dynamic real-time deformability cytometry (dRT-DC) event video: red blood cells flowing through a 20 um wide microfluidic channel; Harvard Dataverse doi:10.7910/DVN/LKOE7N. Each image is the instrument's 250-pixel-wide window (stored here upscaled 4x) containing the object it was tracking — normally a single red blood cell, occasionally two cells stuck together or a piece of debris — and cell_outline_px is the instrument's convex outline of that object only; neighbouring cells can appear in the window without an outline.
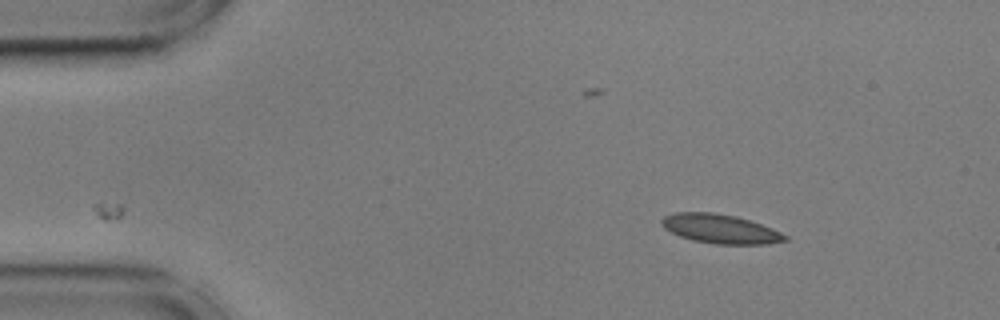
{"species": "common noctule bat (a hibernating species)", "species_latin": "Nyctalus noctula", "temperature_condition": "cold", "stored_images_in_passage": 49, "camera_frame_rate_fps": 3000, "um_per_image_px": 0.085, "animal": {"sex": "male", "body_mass_g": 17.9, "forearm_length_mm": 54.2}, "frame": {"image": 1, "passage_image": 1, "time_ms": 0.0, "image_size_px": [1000, 320], "cell_outline_px": [[788, 240], [768, 244], [716, 244], [692, 240], [680, 236], [664, 228], [660, 224], [660, 220], [664, 216], [676, 212], [712, 212], [736, 216], [772, 228], [788, 236]], "centroid_in_image_um": [61.21, 19.45], "position_along_channel_um": 23.8, "area_um2": 20.92}}
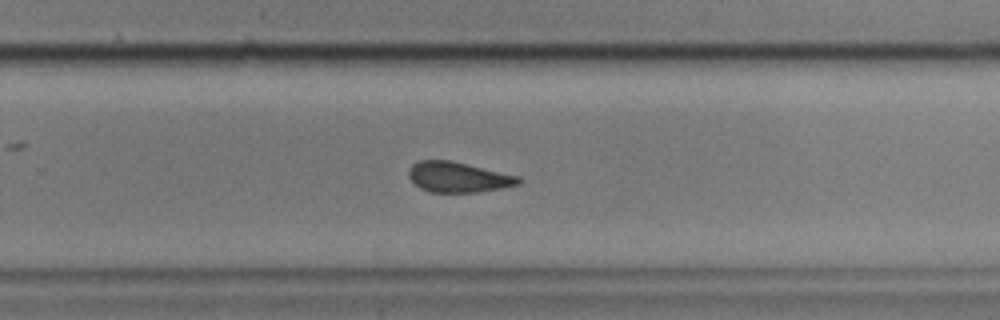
{"frame": {"image": 2, "passage_image": 29, "time_ms": 9.333, "image_size_px": [1000, 320], "cell_outline_px": [[524, 180], [520, 184], [500, 188], [476, 192], [428, 192], [420, 188], [408, 176], [408, 172], [412, 164], [420, 160], [448, 160], [520, 176]], "centroid_in_image_um": [38.96, 15.06], "position_along_channel_um": 290.8, "area_um2": 19.31}}
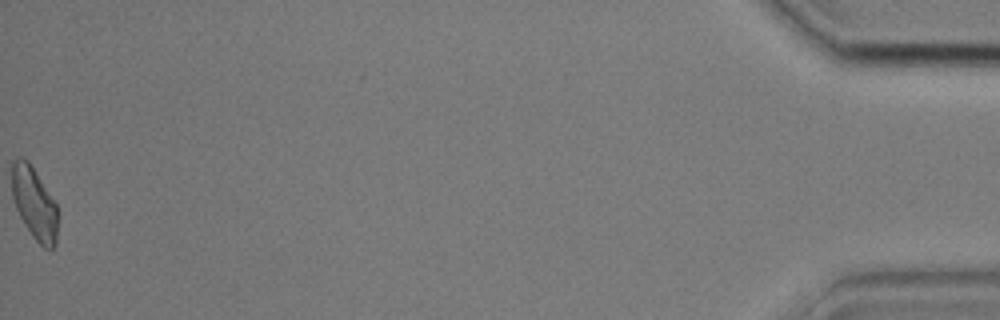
{"frame": {"image": 3, "passage_image": 49, "time_ms": 16.0, "image_size_px": [1000, 320], "cell_outline_px": [[56, 244], [52, 248], [44, 248], [32, 236], [24, 224], [16, 208], [12, 196], [12, 160], [20, 156], [28, 160], [56, 204]], "centroid_in_image_um": [2.88, 17.26], "position_along_channel_um": 432.3, "area_um2": 18.96}, "authors_computed_cell_mechanics": {"area_um2": 19.9988, "velocity_mm_per_s": 3.5935, "shape_relaxation_time_tau1_ms": null, "shape_relaxation_time_tau2_ms": 2.4351, "deformation_change_tau1": null, "deformation_change_tau2": 0.0868}}